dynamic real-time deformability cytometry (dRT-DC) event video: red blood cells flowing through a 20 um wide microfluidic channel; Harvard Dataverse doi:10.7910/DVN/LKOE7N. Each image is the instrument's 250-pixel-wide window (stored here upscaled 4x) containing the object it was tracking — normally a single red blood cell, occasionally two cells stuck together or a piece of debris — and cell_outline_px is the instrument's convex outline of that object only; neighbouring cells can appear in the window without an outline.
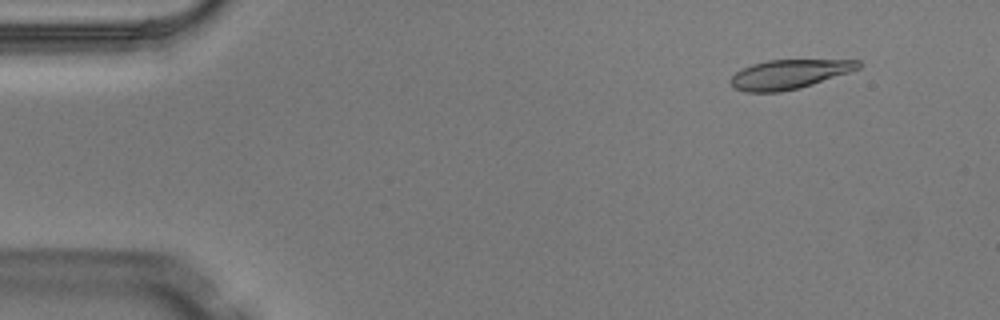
{"species": "Egyptian fruit bat (a non-hibernating species)", "species_latin": "Rousettus aegyptiacus", "temperature_condition": "warm", "stored_images_in_passage": 4, "camera_frame_rate_fps": 3000, "um_per_image_px": 0.085, "animal": {"sex": "male"}, "frame": {"image": 1, "passage_image": 2, "time_ms": 0.333, "image_size_px": [1000, 320], "cell_outline_px": [[860, 68], [800, 88], [780, 92], [744, 92], [736, 88], [728, 80], [736, 72], [752, 64], [768, 60], [860, 60]], "centroid_in_image_um": [67.04, 6.31], "position_along_channel_um": 18.0, "area_um2": 21.5}}